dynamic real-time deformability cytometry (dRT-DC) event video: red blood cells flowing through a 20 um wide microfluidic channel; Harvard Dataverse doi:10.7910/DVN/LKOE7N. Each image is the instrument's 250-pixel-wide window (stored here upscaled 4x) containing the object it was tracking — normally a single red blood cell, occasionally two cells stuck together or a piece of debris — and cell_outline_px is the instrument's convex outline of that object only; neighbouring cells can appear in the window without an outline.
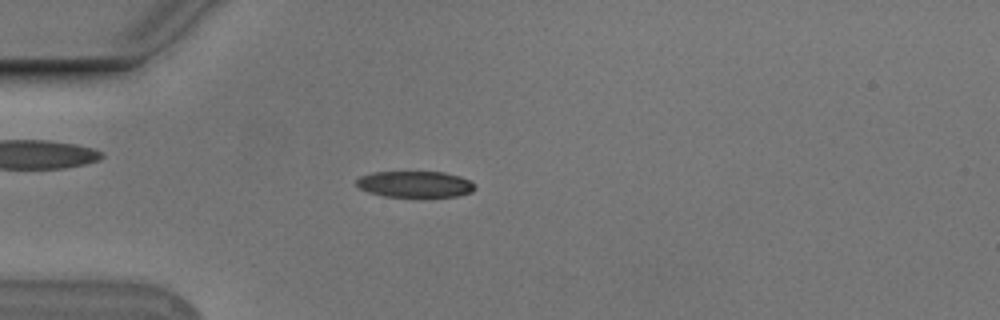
{"species": "Egyptian fruit bat (a non-hibernating species)", "species_latin": "Rousettus aegyptiacus", "temperature_condition": "cold", "stored_images_in_passage": 43, "camera_frame_rate_fps": 3000, "um_per_image_px": 0.085, "animal": {"sex": "male"}, "frame": {"image": 1, "passage_image": 4, "time_ms": 1.0, "image_size_px": [1000, 320], "cell_outline_px": [[476, 188], [472, 192], [456, 196], [424, 200], [420, 200], [384, 196], [368, 192], [360, 188], [356, 184], [356, 180], [360, 176], [372, 172], [444, 172], [460, 176], [468, 180]], "centroid_in_image_um": [35.28, 15.71], "position_along_channel_um": 49.7, "area_um2": 19.02}}
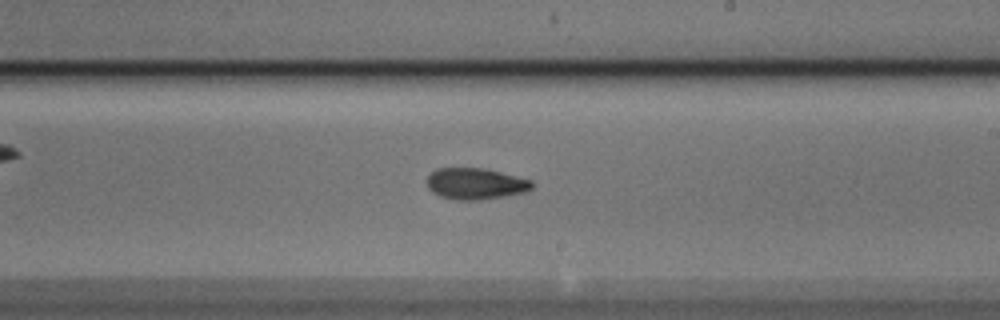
{"frame": {"image": 2, "passage_image": 21, "time_ms": 6.667, "image_size_px": [1000, 320], "cell_outline_px": [[532, 188], [524, 192], [504, 196], [480, 200], [456, 200], [440, 196], [432, 192], [428, 188], [428, 176], [436, 168], [484, 168], [532, 180]], "centroid_in_image_um": [40.4, 15.62], "position_along_channel_um": 248.6, "area_um2": 19.07}}
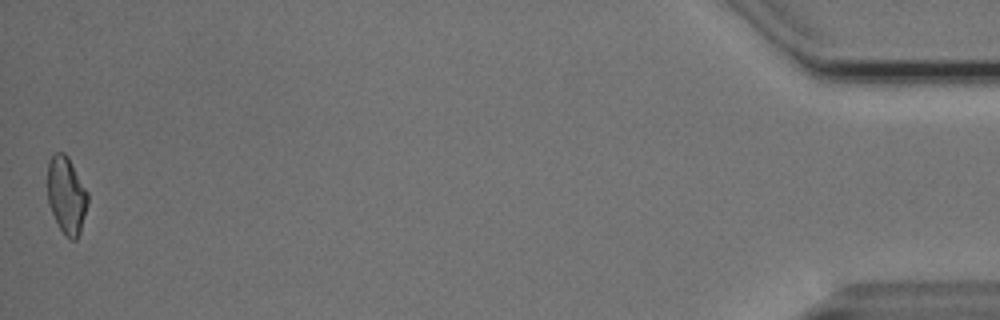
{"frame": {"image": 3, "passage_image": 43, "time_ms": 14.0, "image_size_px": [1000, 320], "cell_outline_px": [[88, 204], [80, 232], [76, 240], [72, 240], [60, 228], [52, 212], [48, 200], [48, 160], [56, 152], [64, 152], [68, 156], [88, 192]], "centroid_in_image_um": [5.66, 16.56], "position_along_channel_um": 429.5, "area_um2": 17.92}, "authors_computed_cell_mechanics": {"area_um2": 18.7272, "velocity_mm_per_s": 3.7567, "shape_relaxation_time_tau1_ms": 3.4872, "shape_relaxation_time_tau2_ms": 3.4941, "deformation_change_tau1": 0.1389, "deformation_change_tau2": 0.0999}}